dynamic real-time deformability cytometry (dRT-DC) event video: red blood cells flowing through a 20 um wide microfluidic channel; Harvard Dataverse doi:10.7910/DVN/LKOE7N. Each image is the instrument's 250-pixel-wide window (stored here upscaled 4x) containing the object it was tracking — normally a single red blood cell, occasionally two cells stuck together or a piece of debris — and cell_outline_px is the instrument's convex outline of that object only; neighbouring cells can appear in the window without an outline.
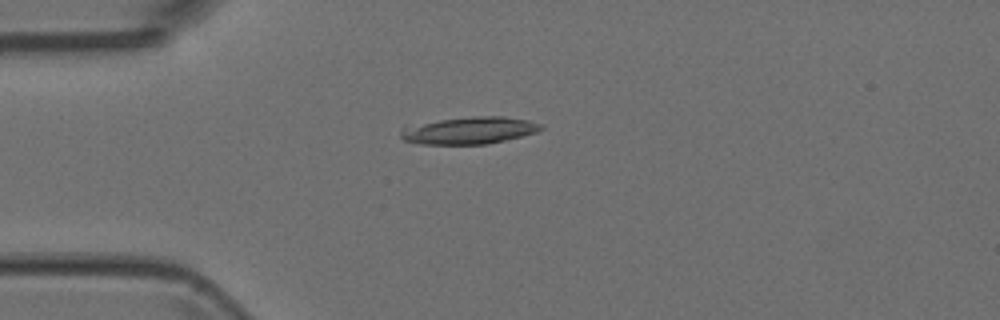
{"species": "Egyptian fruit bat (a non-hibernating species)", "species_latin": "Rousettus aegyptiacus", "temperature_condition": "room temperature", "stored_images_in_passage": 3, "camera_frame_rate_fps": 3000, "um_per_image_px": 0.085, "animal": {"sex": "female"}, "frame": {"image": 1, "passage_image": 3, "time_ms": 0.667, "image_size_px": [1000, 320], "cell_outline_px": [[544, 128], [536, 132], [488, 144], [420, 144], [404, 140], [400, 136], [400, 132], [404, 128], [440, 120], [476, 116], [504, 116], [528, 120], [540, 124]], "centroid_in_image_um": [39.93, 11.09], "position_along_channel_um": 45.1, "area_um2": 21.68}}